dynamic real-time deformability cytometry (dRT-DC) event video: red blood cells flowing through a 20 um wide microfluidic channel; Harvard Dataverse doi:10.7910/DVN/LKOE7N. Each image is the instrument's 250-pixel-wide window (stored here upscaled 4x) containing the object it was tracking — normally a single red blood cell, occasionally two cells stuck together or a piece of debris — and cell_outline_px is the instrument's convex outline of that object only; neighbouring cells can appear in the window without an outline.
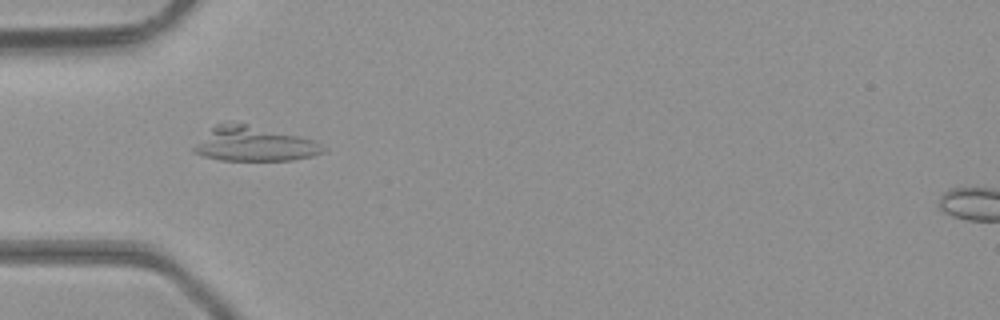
{"species": "common noctule bat (a hibernating species)", "species_latin": "Nyctalus noctula", "temperature_condition": "room temperature", "stored_images_in_passage": 7, "camera_frame_rate_fps": 3000, "um_per_image_px": 0.085, "animal": {"sex": "male", "body_mass_g": 23.1, "forearm_length_mm": 52.7}, "frame": {"image": 1, "passage_image": 6, "time_ms": 1.667, "image_size_px": [1000, 320], "cell_outline_px": [[328, 148], [324, 152], [312, 156], [292, 160], [220, 160], [204, 156], [192, 152], [192, 148], [216, 124], [244, 124], [300, 136], [312, 140]], "centroid_in_image_um": [21.63, 12.26], "position_along_channel_um": 63.4, "area_um2": 25.49}}
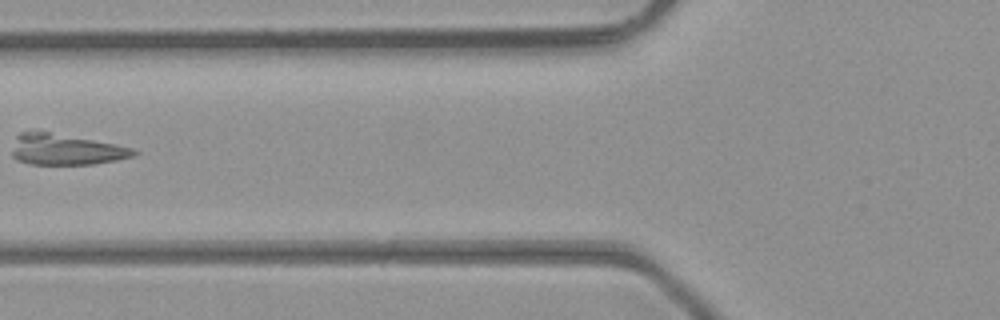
{"frame": {"image": 2, "passage_image": 7, "time_ms": 2.0, "image_size_px": [1000, 320], "cell_outline_px": [[140, 152], [132, 156], [116, 160], [92, 164], [32, 164], [16, 160], [12, 156], [12, 152], [16, 136], [20, 132], [36, 128], [116, 144], [132, 148]], "centroid_in_image_um": [5.53, 12.66], "position_along_channel_um": 120.3, "area_um2": 22.43}}